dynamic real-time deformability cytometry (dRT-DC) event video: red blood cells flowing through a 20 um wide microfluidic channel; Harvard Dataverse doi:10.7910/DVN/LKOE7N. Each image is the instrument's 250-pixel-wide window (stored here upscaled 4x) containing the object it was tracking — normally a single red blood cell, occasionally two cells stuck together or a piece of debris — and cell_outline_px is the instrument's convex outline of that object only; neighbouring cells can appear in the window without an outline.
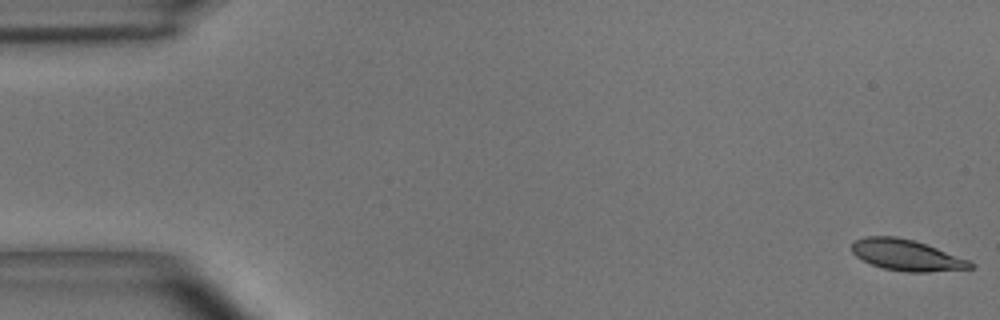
{"species": "common noctule bat (a hibernating species)", "species_latin": "Nyctalus noctula", "temperature_condition": "room temperature", "stored_images_in_passage": 55, "camera_frame_rate_fps": 3000, "um_per_image_px": 0.085, "animal": {"sex": "male", "body_mass_g": 15.6}, "frame": {"image": 1, "passage_image": 1, "time_ms": 0.0, "image_size_px": [1000, 320], "cell_outline_px": [[976, 264], [972, 268], [928, 272], [908, 272], [884, 268], [872, 264], [856, 256], [852, 252], [852, 244], [856, 240], [864, 236], [896, 236], [912, 240], [972, 260]], "centroid_in_image_um": [77.09, 21.69], "position_along_channel_um": 7.9, "area_um2": 21.33}}
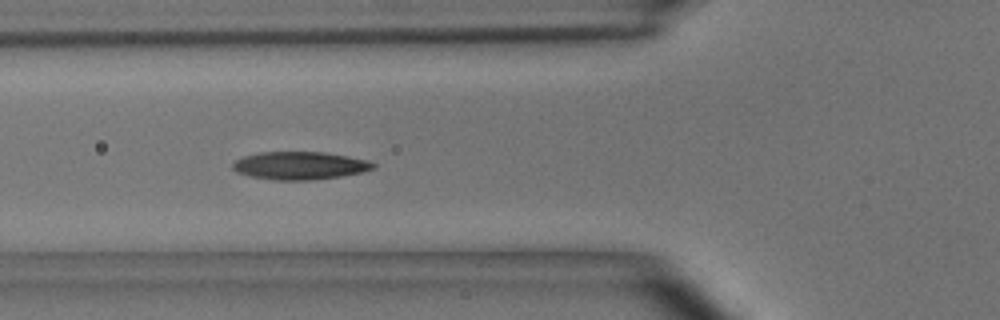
{"frame": {"image": 2, "passage_image": 20, "time_ms": 6.333, "image_size_px": [1000, 320], "cell_outline_px": [[376, 168], [364, 172], [340, 176], [312, 180], [276, 180], [248, 176], [236, 172], [232, 168], [232, 164], [236, 160], [244, 156], [260, 152], [324, 152], [348, 156], [368, 160], [376, 164]], "centroid_in_image_um": [25.5, 14.08], "position_along_channel_um": 100.3, "area_um2": 22.95}}
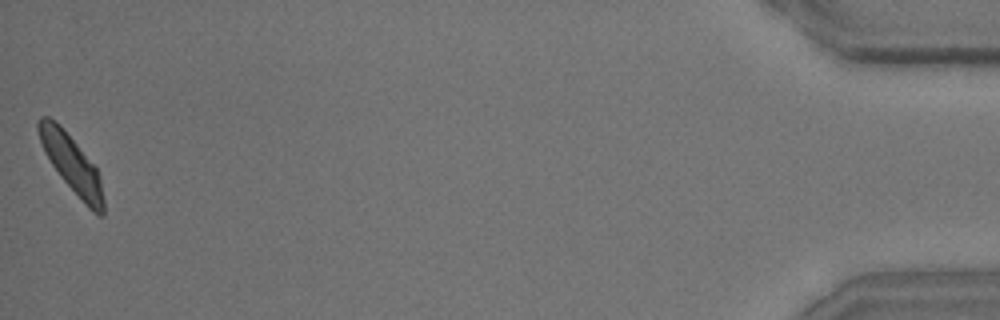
{"frame": {"image": 3, "passage_image": 55, "time_ms": 18.0, "image_size_px": [1000, 320], "cell_outline_px": [[104, 216], [100, 216], [92, 212], [84, 204], [60, 176], [44, 152], [36, 128], [36, 120], [40, 116], [48, 116], [76, 144], [96, 168], [100, 180], [104, 200]], "centroid_in_image_um": [6.08, 13.99], "position_along_channel_um": 429.1, "area_um2": 21.15}, "authors_computed_cell_mechanics": {"area_um2": 22.0796, "velocity_mm_per_s": 3.6173, "shape_relaxation_time_tau1_ms": 3.2739, "shape_relaxation_time_tau2_ms": 3.7089, "deformation_change_tau1": 0.1465, "deformation_change_tau2": 0.0761}}